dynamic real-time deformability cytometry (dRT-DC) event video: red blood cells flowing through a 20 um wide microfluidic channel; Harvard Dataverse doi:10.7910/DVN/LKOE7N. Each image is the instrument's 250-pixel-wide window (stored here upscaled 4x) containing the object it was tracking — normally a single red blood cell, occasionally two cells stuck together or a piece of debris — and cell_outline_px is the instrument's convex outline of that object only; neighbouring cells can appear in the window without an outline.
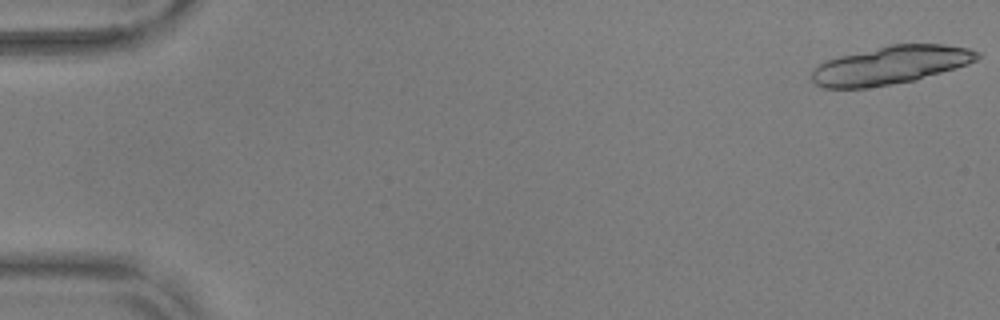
{"species": "common noctule bat (a hibernating species)", "species_latin": "Nyctalus noctula", "temperature_condition": "warm", "stored_images_in_passage": 13, "camera_frame_rate_fps": 3000, "um_per_image_px": 0.085, "animal": {"sex": "male", "body_mass_g": 17.9, "forearm_length_mm": 54.2}, "frame": {"image": 1, "passage_image": 1, "time_ms": 0.0, "image_size_px": [1000, 320], "cell_outline_px": [[980, 56], [976, 60], [968, 64], [956, 68], [916, 80], [892, 84], [864, 88], [824, 88], [816, 84], [812, 80], [812, 68], [824, 60], [888, 44], [944, 44], [968, 48], [980, 52]], "centroid_in_image_um": [75.69, 5.53], "position_along_channel_um": 9.3, "area_um2": 37.05}}